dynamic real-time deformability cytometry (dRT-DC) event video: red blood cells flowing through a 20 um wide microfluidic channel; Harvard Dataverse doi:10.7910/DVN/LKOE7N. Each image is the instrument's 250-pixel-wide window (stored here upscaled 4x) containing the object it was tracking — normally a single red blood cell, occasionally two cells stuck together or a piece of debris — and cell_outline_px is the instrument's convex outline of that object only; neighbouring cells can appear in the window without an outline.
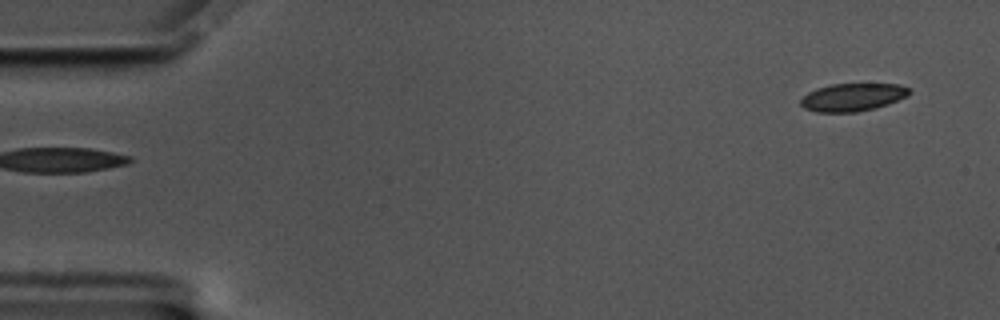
{"species": "common noctule bat (a hibernating species)", "species_latin": "Nyctalus noctula", "temperature_condition": "cold", "stored_images_in_passage": 58, "camera_frame_rate_fps": 3000, "um_per_image_px": 0.085, "animal": {"sex": "male", "body_mass_g": 17.5, "forearm_length_mm": 52.3}, "frame": {"image": 1, "passage_image": 1, "time_ms": 0.0, "image_size_px": [1000, 320], "cell_outline_px": [[912, 92], [908, 96], [888, 104], [856, 112], [816, 112], [804, 108], [800, 104], [800, 100], [808, 92], [816, 88], [832, 84], [900, 84], [908, 88]], "centroid_in_image_um": [72.47, 8.26], "position_along_channel_um": 12.5, "area_um2": 17.57}}
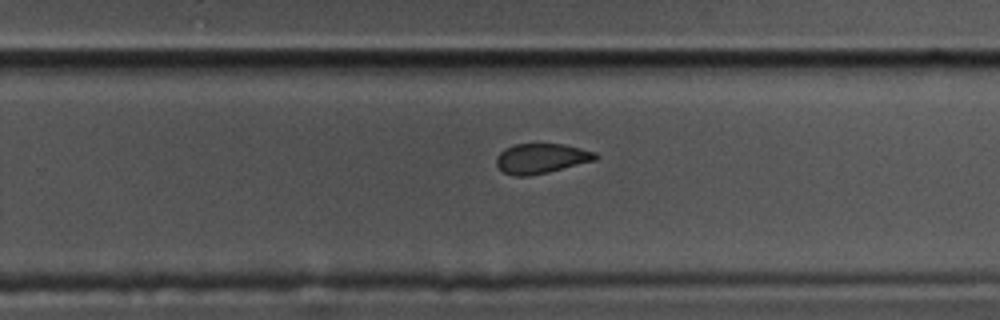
{"frame": {"image": 2, "passage_image": 36, "time_ms": 11.667, "image_size_px": [1000, 320], "cell_outline_px": [[600, 156], [596, 160], [548, 172], [528, 176], [512, 176], [504, 172], [496, 164], [496, 156], [504, 148], [512, 144], [564, 144], [596, 152]], "centroid_in_image_um": [46.0, 13.46], "position_along_channel_um": 283.8, "area_um2": 17.4}}
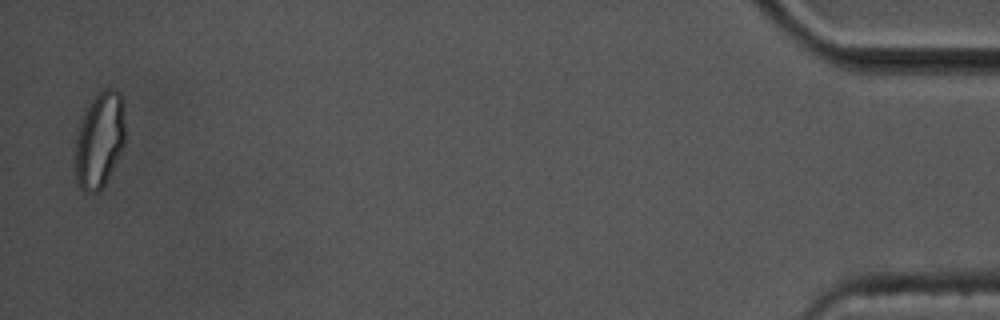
{"frame": {"image": 3, "passage_image": 57, "time_ms": 18.667, "image_size_px": [1000, 320], "cell_outline_px": [[124, 144], [104, 184], [96, 192], [88, 192], [80, 188], [76, 184], [76, 140], [80, 124], [92, 100], [104, 88], [112, 88], [120, 92], [124, 116]], "centroid_in_image_um": [8.46, 11.9], "position_along_channel_um": 426.7, "area_um2": 27.05}, "authors_computed_cell_mechanics": {"area_um2": 18.5538, "velocity_mm_per_s": 3.3221, "shape_relaxation_time_tau1_ms": 8.9867, "shape_relaxation_time_tau2_ms": 3.5138, "deformation_change_tau1": 0.1718, "deformation_change_tau2": 0.0886}}